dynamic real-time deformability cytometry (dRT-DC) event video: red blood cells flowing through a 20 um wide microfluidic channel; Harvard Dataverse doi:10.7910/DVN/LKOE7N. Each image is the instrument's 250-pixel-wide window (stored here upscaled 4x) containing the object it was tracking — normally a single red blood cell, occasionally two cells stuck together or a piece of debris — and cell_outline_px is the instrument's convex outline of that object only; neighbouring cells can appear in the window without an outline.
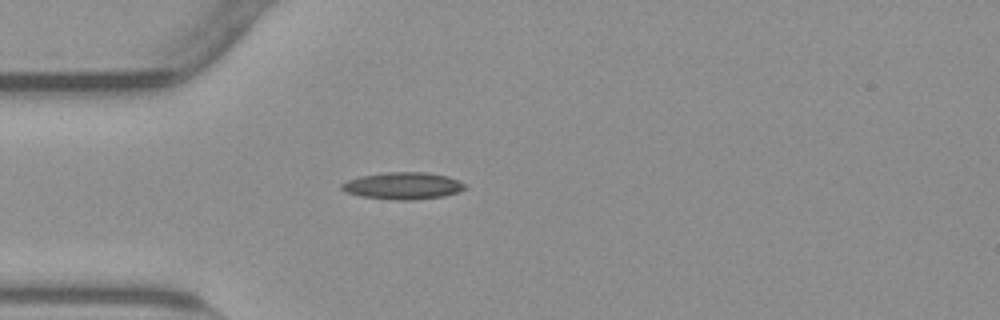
{"species": "common noctule bat (a hibernating species)", "species_latin": "Nyctalus noctula", "temperature_condition": "warm", "stored_images_in_passage": 40, "camera_frame_rate_fps": 3000, "um_per_image_px": 0.085, "animal": {"sex": "male", "body_mass_g": 23.1, "forearm_length_mm": 52.7}, "frame": {"image": 1, "passage_image": 1, "time_ms": 0.0, "image_size_px": [1000, 320], "cell_outline_px": [[468, 188], [444, 196], [412, 200], [396, 200], [360, 196], [344, 192], [340, 188], [340, 184], [348, 180], [360, 176], [384, 172], [424, 172], [448, 176], [460, 180], [468, 184]], "centroid_in_image_um": [34.27, 15.79], "position_along_channel_um": 50.7, "area_um2": 19.65}}
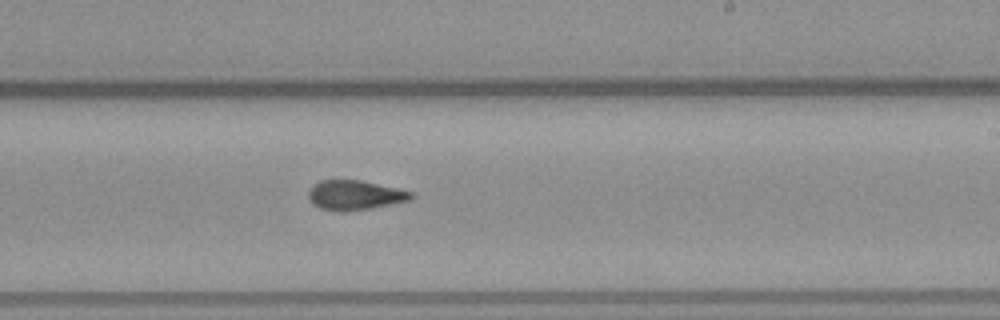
{"frame": {"image": 2, "passage_image": 18, "time_ms": 5.667, "image_size_px": [1000, 320], "cell_outline_px": [[416, 196], [412, 200], [368, 208], [344, 212], [340, 212], [320, 208], [312, 204], [308, 200], [308, 188], [312, 184], [320, 180], [360, 180], [396, 188], [412, 192]], "centroid_in_image_um": [30.11, 16.58], "position_along_channel_um": 258.9, "area_um2": 17.86}}
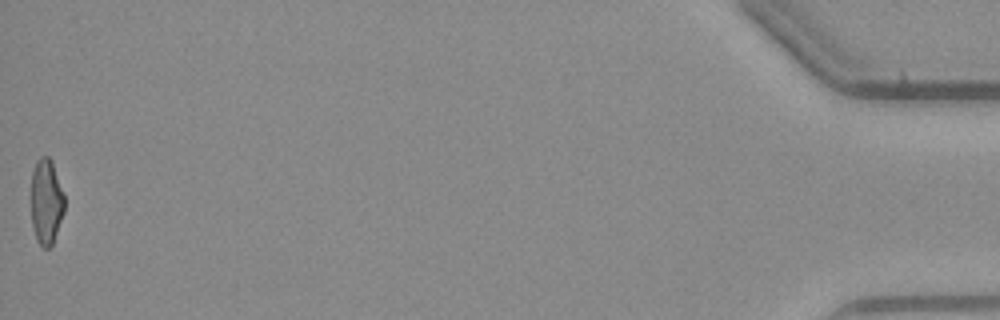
{"frame": {"image": 3, "passage_image": 40, "time_ms": 13.0, "image_size_px": [1000, 320], "cell_outline_px": [[64, 212], [52, 244], [48, 248], [44, 248], [36, 240], [32, 228], [32, 172], [36, 160], [40, 156], [48, 156], [52, 160], [64, 196]], "centroid_in_image_um": [3.93, 17.13], "position_along_channel_um": 431.3, "area_um2": 16.53}, "authors_computed_cell_mechanics": {"area_um2": 17.8024, "velocity_mm_per_s": 3.8275, "shape_relaxation_time_tau1_ms": null, "shape_relaxation_time_tau2_ms": 2.3913, "deformation_change_tau1": null, "deformation_change_tau2": 0.1066}}